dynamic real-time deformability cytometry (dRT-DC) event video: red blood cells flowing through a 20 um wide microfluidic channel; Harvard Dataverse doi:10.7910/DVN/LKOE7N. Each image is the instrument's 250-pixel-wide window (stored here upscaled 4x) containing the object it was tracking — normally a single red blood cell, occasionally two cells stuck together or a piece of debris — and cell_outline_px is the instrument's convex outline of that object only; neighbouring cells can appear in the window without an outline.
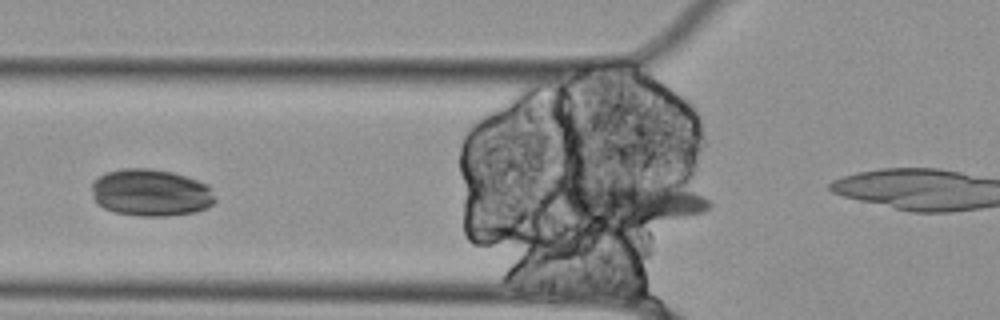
{"species": "Egyptian fruit bat (a non-hibernating species)", "species_latin": "Rousettus aegyptiacus", "temperature_condition": "cold", "stored_images_in_passage": 33, "camera_frame_rate_fps": 3000, "um_per_image_px": 0.085, "animal": {"sex": "female"}, "frame": {"image": 1, "passage_image": 5, "time_ms": 1.333, "image_size_px": [1000, 320], "cell_outline_px": [[712, 208], [704, 212], [684, 216], [648, 220], [580, 220], [560, 200], [560, 196], [568, 184], [648, 176], [704, 196], [712, 204]], "centroid_in_image_um": [53.69, 17.0], "position_along_channel_um": 72.1, "area_um2": 36.36}, "authors_computed_cell_mechanics": {"area_um2": 20.808, "velocity_mm_per_s": 3.4753, "shape_relaxation_time_tau1_ms": 2.9376, "shape_relaxation_time_tau2_ms": 4.3758, "deformation_change_tau1": 0.064, "deformation_change_tau2": 0.1338}}